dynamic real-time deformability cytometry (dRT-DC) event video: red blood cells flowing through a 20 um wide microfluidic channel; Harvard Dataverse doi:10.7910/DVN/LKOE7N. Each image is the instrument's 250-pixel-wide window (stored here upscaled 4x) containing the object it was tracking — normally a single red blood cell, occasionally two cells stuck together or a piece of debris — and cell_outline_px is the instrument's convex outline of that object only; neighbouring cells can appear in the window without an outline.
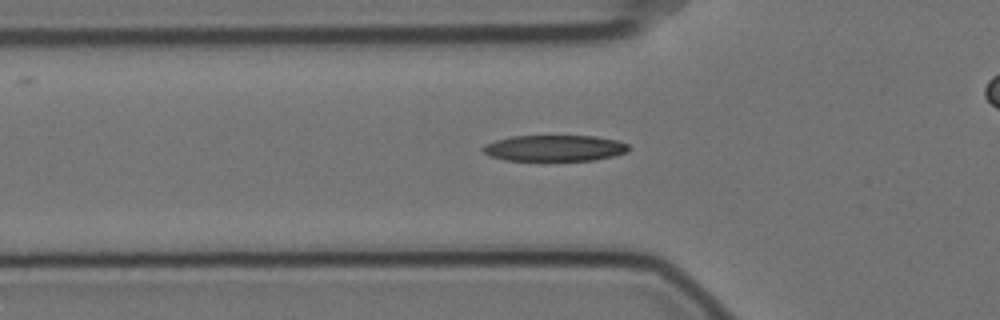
{"species": "Egyptian fruit bat (a non-hibernating species)", "species_latin": "Rousettus aegyptiacus", "temperature_condition": "cold", "stored_images_in_passage": 32, "camera_frame_rate_fps": 3000, "um_per_image_px": 0.085, "animal": {"sex": "female"}, "frame": {"image": 1, "passage_image": 4, "time_ms": 1.0, "image_size_px": [1000, 320], "cell_outline_px": [[628, 152], [612, 156], [592, 160], [504, 160], [488, 156], [480, 148], [484, 144], [496, 140], [512, 136], [596, 136], [620, 140], [628, 144]], "centroid_in_image_um": [47.12, 12.58], "position_along_channel_um": 78.7, "area_um2": 22.25}}
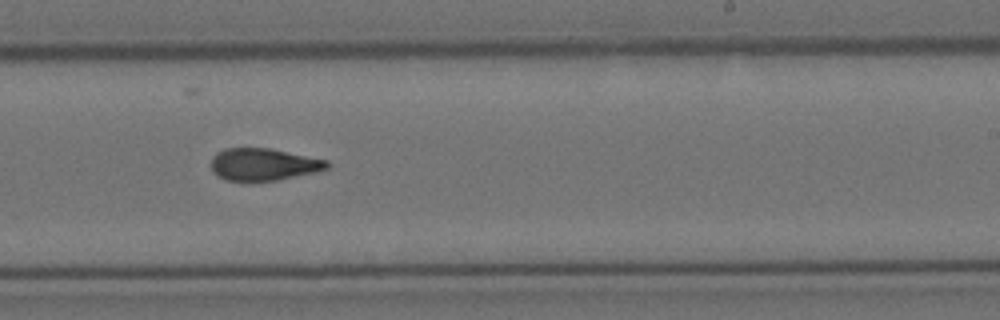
{"frame": {"image": 2, "passage_image": 20, "time_ms": 6.333, "image_size_px": [1000, 320], "cell_outline_px": [[328, 168], [316, 172], [276, 180], [224, 180], [212, 172], [212, 156], [216, 152], [224, 148], [268, 148], [328, 160]], "centroid_in_image_um": [22.37, 13.96], "position_along_channel_um": 266.6, "area_um2": 21.56}}
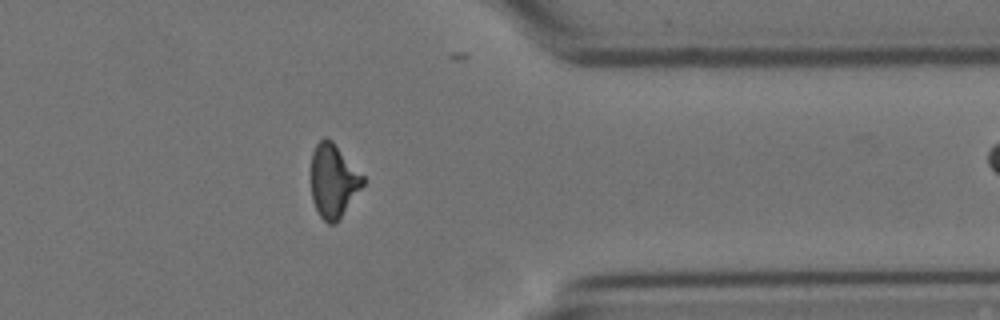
{"frame": {"image": 3, "passage_image": 31, "time_ms": 10.0, "image_size_px": [1000, 320], "cell_outline_px": [[364, 184], [340, 216], [332, 224], [328, 224], [320, 216], [312, 200], [312, 152], [316, 144], [324, 136], [332, 140], [364, 176]], "centroid_in_image_um": [28.32, 15.32], "position_along_channel_um": 383.1, "area_um2": 21.73}}